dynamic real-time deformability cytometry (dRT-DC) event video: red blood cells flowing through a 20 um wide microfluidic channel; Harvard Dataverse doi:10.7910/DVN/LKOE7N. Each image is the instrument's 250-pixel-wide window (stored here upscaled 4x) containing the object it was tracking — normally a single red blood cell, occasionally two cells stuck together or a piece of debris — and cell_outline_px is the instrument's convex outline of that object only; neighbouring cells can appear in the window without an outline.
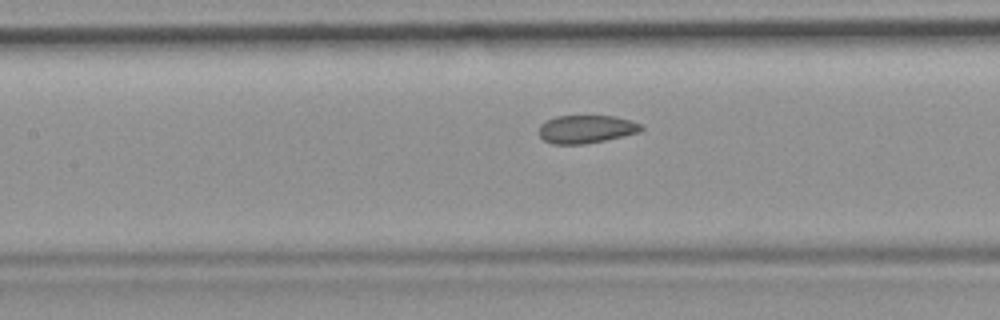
{"species": "common noctule bat (a hibernating species)", "species_latin": "Nyctalus noctula", "temperature_condition": "room temperature", "stored_images_in_passage": 50, "camera_frame_rate_fps": 3000, "um_per_image_px": 0.085, "animal": {"sex": "female", "body_mass_g": 19.9}, "frame": {"image": 1, "passage_image": 22, "time_ms": 7.0, "image_size_px": [1000, 320], "cell_outline_px": [[644, 128], [640, 132], [624, 136], [584, 144], [552, 144], [544, 140], [540, 136], [540, 124], [556, 116], [616, 116], [640, 124]], "centroid_in_image_um": [49.83, 10.98], "position_along_channel_um": 157.6, "area_um2": 16.59}, "authors_computed_cell_mechanics": {"area_um2": 18.0914, "velocity_mm_per_s": 3.9748, "shape_relaxation_time_tau1_ms": null, "shape_relaxation_time_tau2_ms": 1.5141, "deformation_change_tau1": null, "deformation_change_tau2": 0.0599}}